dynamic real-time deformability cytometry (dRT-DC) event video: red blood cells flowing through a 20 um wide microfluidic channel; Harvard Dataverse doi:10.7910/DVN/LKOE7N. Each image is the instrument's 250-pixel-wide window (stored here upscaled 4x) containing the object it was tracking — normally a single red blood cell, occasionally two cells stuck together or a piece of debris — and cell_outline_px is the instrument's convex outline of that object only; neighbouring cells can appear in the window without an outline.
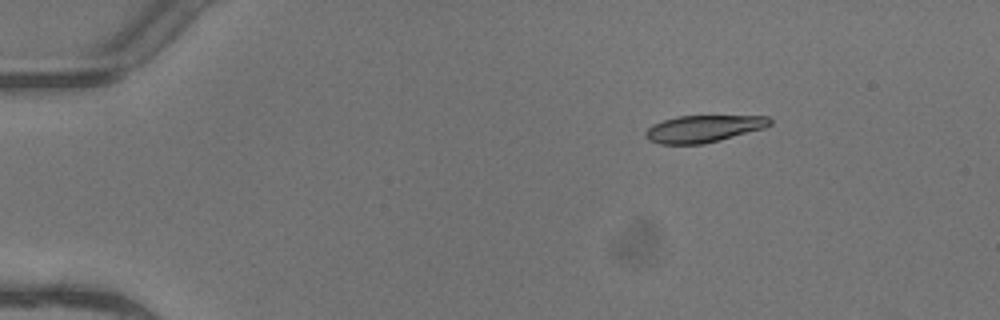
{"species": "common noctule bat (a hibernating species)", "species_latin": "Nyctalus noctula", "temperature_condition": "warm", "stored_images_in_passage": 5, "camera_frame_rate_fps": 3000, "um_per_image_px": 0.085, "animal": {"sex": "female"}, "frame": {"image": 1, "passage_image": 3, "time_ms": 0.667, "image_size_px": [1000, 320], "cell_outline_px": [[772, 124], [764, 128], [720, 140], [704, 144], [660, 144], [648, 140], [644, 136], [644, 132], [652, 124], [676, 116], [768, 116], [772, 120]], "centroid_in_image_um": [59.77, 10.94], "position_along_channel_um": 25.2, "area_um2": 19.65}}